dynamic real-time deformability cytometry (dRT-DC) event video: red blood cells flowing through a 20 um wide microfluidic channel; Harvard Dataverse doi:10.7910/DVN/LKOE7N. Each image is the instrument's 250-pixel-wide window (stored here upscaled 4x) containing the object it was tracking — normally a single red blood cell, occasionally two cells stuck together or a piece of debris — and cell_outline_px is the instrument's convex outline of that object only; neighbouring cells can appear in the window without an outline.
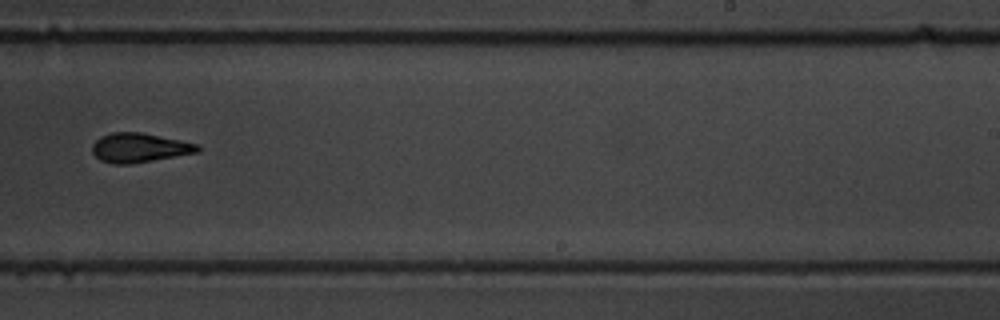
{"species": "common noctule bat (a hibernating species)", "species_latin": "Nyctalus noctula", "temperature_condition": "warm", "stored_images_in_passage": 16, "camera_frame_rate_fps": 3000, "um_per_image_px": 0.085, "animal": {"sex": "male", "body_mass_g": 19.5, "forearm_length_mm": 54.6}, "frame": {"image": 1, "passage_image": 10, "time_ms": 11.667, "image_size_px": [1000, 320], "cell_outline_px": [[200, 152], [132, 164], [112, 164], [100, 160], [92, 152], [92, 144], [100, 136], [112, 132], [140, 132], [200, 144]], "centroid_in_image_um": [11.85, 12.56], "position_along_channel_um": 277.1, "area_um2": 18.15}}
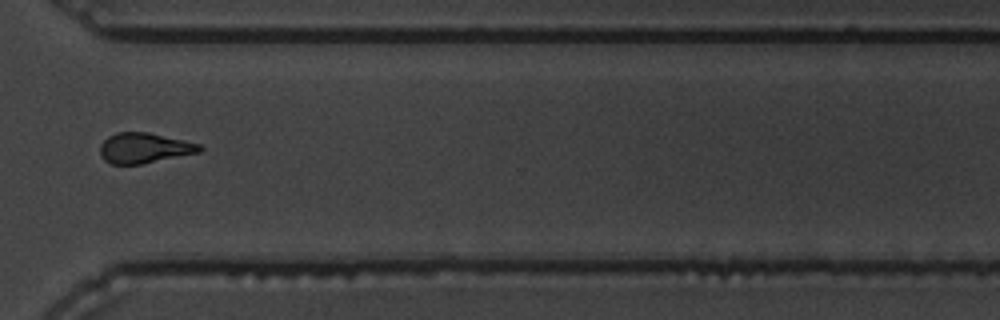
{"frame": {"image": 2, "passage_image": 12, "time_ms": 14.0, "image_size_px": [1000, 320], "cell_outline_px": [[204, 148], [200, 152], [140, 164], [112, 164], [104, 160], [100, 156], [100, 144], [108, 136], [116, 132], [148, 132], [184, 140], [200, 144]], "centroid_in_image_um": [12.24, 12.57], "position_along_channel_um": 358.4, "area_um2": 17.57}, "authors_computed_cell_mechanics": {"area_um2": 17.7157, "velocity_mm_per_s": 3.4632, "shape_relaxation_time_tau1_ms": 0.9835, "shape_relaxation_time_tau2_ms": 3.8842, "deformation_change_tau1": 0.0791, "deformation_change_tau2": 0.1162}}